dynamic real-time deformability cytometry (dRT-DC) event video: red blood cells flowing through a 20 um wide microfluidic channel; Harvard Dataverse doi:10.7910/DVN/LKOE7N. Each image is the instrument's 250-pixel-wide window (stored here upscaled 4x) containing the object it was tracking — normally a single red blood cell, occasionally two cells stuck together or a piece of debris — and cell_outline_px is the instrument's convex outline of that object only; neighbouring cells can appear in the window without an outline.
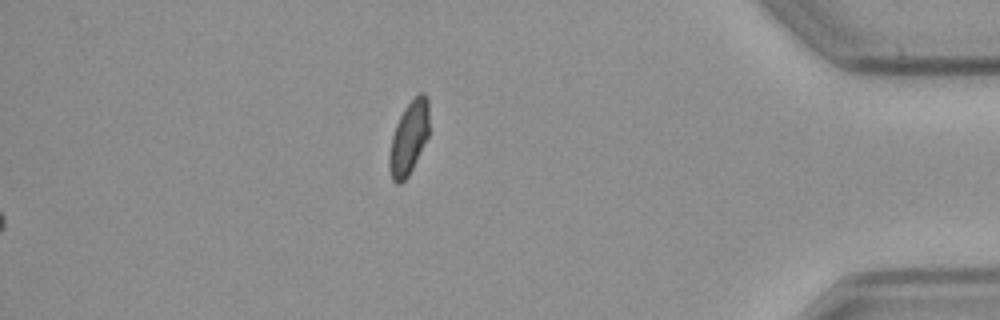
{"species": "common noctule bat (a hibernating species)", "species_latin": "Nyctalus noctula", "temperature_condition": "cold", "stored_images_in_passage": 45, "camera_frame_rate_fps": 3000, "um_per_image_px": 0.085, "animal": {"sex": "male", "body_mass_g": 23.1, "forearm_length_mm": 52.7}, "frame": {"image": 1, "passage_image": 45, "time_ms": 14.667, "image_size_px": [1000, 320], "cell_outline_px": [[428, 136], [408, 176], [400, 184], [396, 184], [392, 180], [388, 168], [388, 156], [392, 136], [396, 124], [404, 108], [420, 92], [424, 92], [428, 96]], "centroid_in_image_um": [34.73, 11.74], "position_along_channel_um": 400.5, "area_um2": 16.94}}